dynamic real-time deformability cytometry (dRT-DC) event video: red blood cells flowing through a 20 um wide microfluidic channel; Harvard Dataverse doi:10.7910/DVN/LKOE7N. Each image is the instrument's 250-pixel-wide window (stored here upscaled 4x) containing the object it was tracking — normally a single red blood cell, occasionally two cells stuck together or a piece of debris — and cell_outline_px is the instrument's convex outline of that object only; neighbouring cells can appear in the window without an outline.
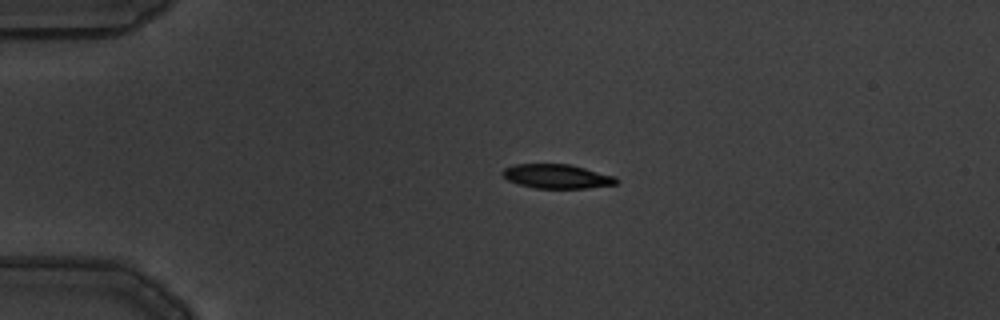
{"species": "common noctule bat (a hibernating species)", "species_latin": "Nyctalus noctula", "temperature_condition": "warm", "stored_images_in_passage": 5, "camera_frame_rate_fps": 3000, "um_per_image_px": 0.085, "animal": {"sex": "male", "body_mass_g": 19.5, "forearm_length_mm": 54.6}, "frame": {"image": 1, "passage_image": 3, "time_ms": 0.667, "image_size_px": [1000, 320], "cell_outline_px": [[620, 180], [616, 184], [588, 188], [536, 188], [520, 184], [508, 180], [500, 172], [504, 168], [512, 164], [568, 164], [616, 176]], "centroid_in_image_um": [47.35, 14.98], "position_along_channel_um": 37.7, "area_um2": 16.01}}
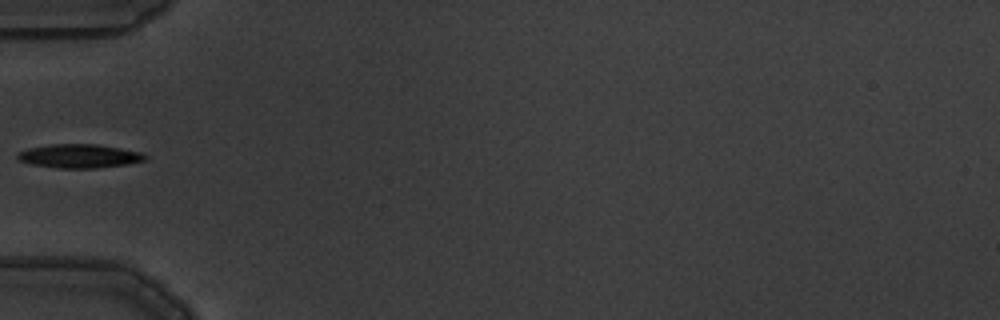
{"frame": {"image": 2, "passage_image": 5, "time_ms": 1.333, "image_size_px": [1000, 320], "cell_outline_px": [[148, 156], [144, 160], [128, 164], [96, 168], [60, 168], [32, 164], [20, 160], [16, 156], [20, 152], [28, 148], [52, 144], [96, 144], [144, 152]], "centroid_in_image_um": [6.8, 13.26], "position_along_channel_um": 78.2, "area_um2": 17.57}}